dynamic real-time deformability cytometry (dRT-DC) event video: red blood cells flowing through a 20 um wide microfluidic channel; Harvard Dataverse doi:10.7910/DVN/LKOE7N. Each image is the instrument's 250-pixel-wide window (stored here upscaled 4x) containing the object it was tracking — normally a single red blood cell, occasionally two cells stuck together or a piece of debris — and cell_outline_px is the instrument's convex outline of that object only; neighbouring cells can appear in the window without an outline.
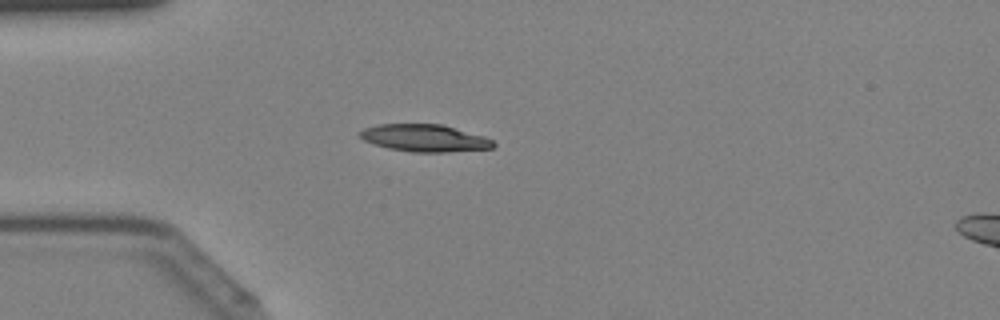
{"species": "Egyptian fruit bat (a non-hibernating species)", "species_latin": "Rousettus aegyptiacus", "temperature_condition": "cold", "stored_images_in_passage": 40, "camera_frame_rate_fps": 3000, "um_per_image_px": 0.085, "animal": {"sex": "female"}, "frame": {"image": 1, "passage_image": 9, "time_ms": 2.667, "image_size_px": [1000, 320], "cell_outline_px": [[496, 144], [492, 148], [448, 152], [412, 152], [388, 148], [364, 140], [360, 136], [360, 132], [364, 128], [380, 124], [444, 124], [484, 136], [492, 140]], "centroid_in_image_um": [36.13, 11.73], "position_along_channel_um": 48.9, "area_um2": 21.1}}
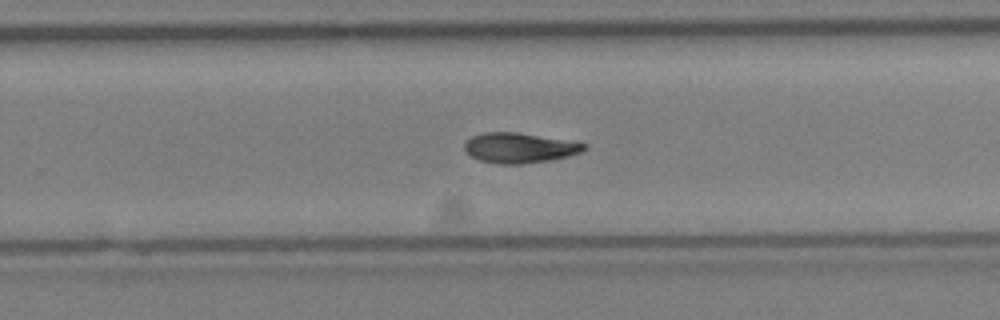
{"frame": {"image": 2, "passage_image": 25, "time_ms": 8.0, "image_size_px": [1000, 320], "cell_outline_px": [[588, 148], [580, 152], [568, 156], [548, 160], [520, 164], [496, 164], [480, 160], [472, 156], [464, 148], [464, 140], [472, 136], [484, 132], [516, 132], [580, 140], [588, 144]], "centroid_in_image_um": [44.23, 12.54], "position_along_channel_um": 285.6, "area_um2": 21.5}}
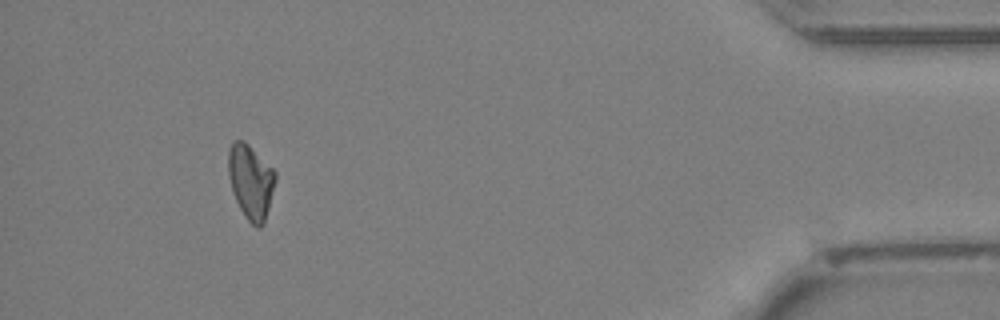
{"frame": {"image": 3, "passage_image": 37, "time_ms": 12.0, "image_size_px": [1000, 320], "cell_outline_px": [[276, 180], [264, 224], [260, 228], [256, 228], [244, 216], [236, 200], [228, 176], [228, 148], [232, 140], [244, 140], [276, 172]], "centroid_in_image_um": [21.3, 15.43], "position_along_channel_um": 413.9, "area_um2": 20.4}}